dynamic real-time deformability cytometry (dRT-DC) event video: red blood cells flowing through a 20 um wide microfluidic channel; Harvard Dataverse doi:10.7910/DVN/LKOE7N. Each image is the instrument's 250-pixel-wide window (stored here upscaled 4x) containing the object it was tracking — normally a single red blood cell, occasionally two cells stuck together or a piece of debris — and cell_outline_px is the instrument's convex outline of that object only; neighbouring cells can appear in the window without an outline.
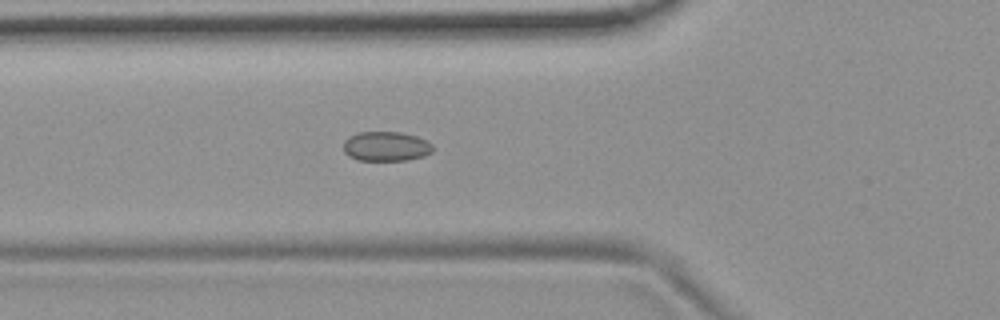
{"species": "common noctule bat (a hibernating species)", "species_latin": "Nyctalus noctula", "temperature_condition": "room temperature", "stored_images_in_passage": 55, "camera_frame_rate_fps": 3000, "um_per_image_px": 0.085, "animal": {"sex": "female", "body_mass_g": 19.9}, "frame": {"image": 1, "passage_image": 20, "time_ms": 6.333, "image_size_px": [1000, 320], "cell_outline_px": [[432, 152], [424, 156], [408, 160], [356, 160], [348, 156], [344, 152], [344, 140], [348, 136], [360, 132], [400, 132], [416, 136], [428, 140], [432, 144]], "centroid_in_image_um": [32.81, 12.44], "position_along_channel_um": 93.0, "area_um2": 15.55}}
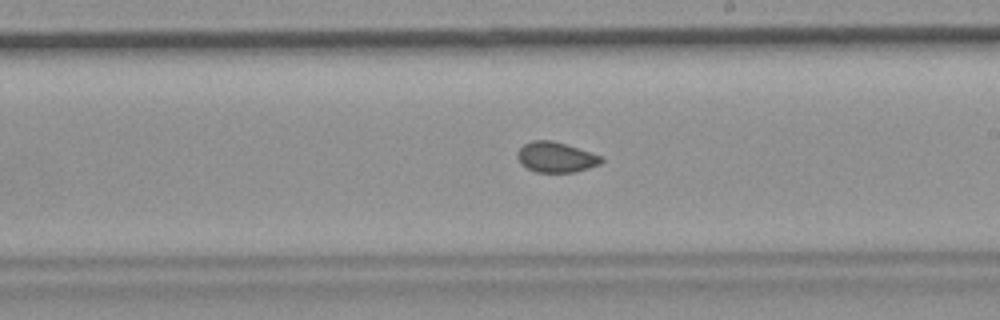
{"frame": {"image": 2, "passage_image": 32, "time_ms": 10.333, "image_size_px": [1000, 320], "cell_outline_px": [[604, 160], [600, 164], [576, 172], [536, 172], [520, 164], [516, 156], [516, 152], [524, 144], [532, 140], [552, 140], [604, 156]], "centroid_in_image_um": [47.25, 13.36], "position_along_channel_um": 241.7, "area_um2": 14.97}}
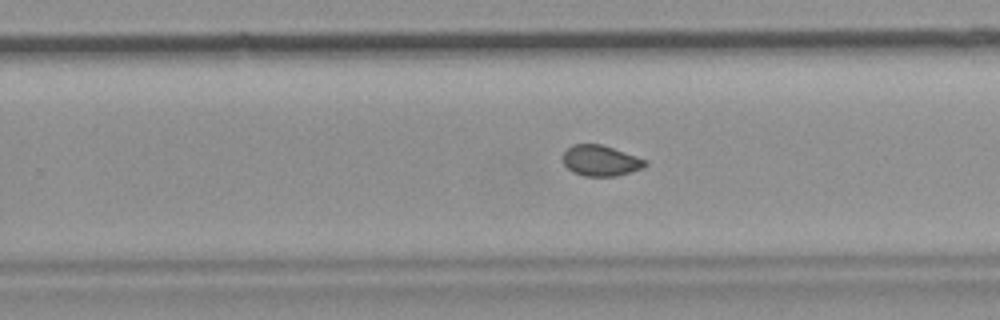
{"frame": {"image": 3, "passage_image": 35, "time_ms": 11.333, "image_size_px": [1000, 320], "cell_outline_px": [[648, 164], [644, 168], [616, 176], [584, 176], [572, 172], [564, 164], [564, 152], [572, 144], [600, 144], [648, 160]], "centroid_in_image_um": [51.08, 13.66], "position_along_channel_um": 278.7, "area_um2": 14.68}, "authors_computed_cell_mechanics": {"area_um2": 15.4326, "velocity_mm_per_s": 3.7215, "shape_relaxation_time_tau1_ms": null, "shape_relaxation_time_tau2_ms": 1.7731, "deformation_change_tau1": null, "deformation_change_tau2": 0.0368}}